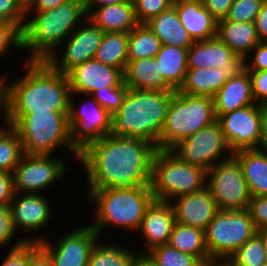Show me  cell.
I'll return each mask as SVG.
<instances>
[{"label":"cell","instance_id":"obj_1","mask_svg":"<svg viewBox=\"0 0 267 266\" xmlns=\"http://www.w3.org/2000/svg\"><path fill=\"white\" fill-rule=\"evenodd\" d=\"M156 146L144 139L105 136L88 145L78 161L88 189L150 186Z\"/></svg>","mask_w":267,"mask_h":266},{"label":"cell","instance_id":"obj_2","mask_svg":"<svg viewBox=\"0 0 267 266\" xmlns=\"http://www.w3.org/2000/svg\"><path fill=\"white\" fill-rule=\"evenodd\" d=\"M26 74L4 85V113L69 112L71 94L66 74L46 61H27ZM6 82V83H5Z\"/></svg>","mask_w":267,"mask_h":266},{"label":"cell","instance_id":"obj_3","mask_svg":"<svg viewBox=\"0 0 267 266\" xmlns=\"http://www.w3.org/2000/svg\"><path fill=\"white\" fill-rule=\"evenodd\" d=\"M175 91L128 89L122 106L111 114L109 136L147 140L156 148Z\"/></svg>","mask_w":267,"mask_h":266},{"label":"cell","instance_id":"obj_4","mask_svg":"<svg viewBox=\"0 0 267 266\" xmlns=\"http://www.w3.org/2000/svg\"><path fill=\"white\" fill-rule=\"evenodd\" d=\"M29 14L34 16L29 18ZM26 17L22 49L31 52L27 61H46L57 54L56 50L78 27V22L87 20L83 0H70L51 10L26 13Z\"/></svg>","mask_w":267,"mask_h":266},{"label":"cell","instance_id":"obj_5","mask_svg":"<svg viewBox=\"0 0 267 266\" xmlns=\"http://www.w3.org/2000/svg\"><path fill=\"white\" fill-rule=\"evenodd\" d=\"M87 197L97 207L94 223L89 225L99 236L109 225L138 232L155 200L150 186L88 189Z\"/></svg>","mask_w":267,"mask_h":266},{"label":"cell","instance_id":"obj_6","mask_svg":"<svg viewBox=\"0 0 267 266\" xmlns=\"http://www.w3.org/2000/svg\"><path fill=\"white\" fill-rule=\"evenodd\" d=\"M3 119L17 131L23 154L52 155L57 147H65L79 159L70 140L68 112L4 113Z\"/></svg>","mask_w":267,"mask_h":266},{"label":"cell","instance_id":"obj_7","mask_svg":"<svg viewBox=\"0 0 267 266\" xmlns=\"http://www.w3.org/2000/svg\"><path fill=\"white\" fill-rule=\"evenodd\" d=\"M215 121L217 117L213 98L175 91L168 107L157 149L170 150L179 141Z\"/></svg>","mask_w":267,"mask_h":266},{"label":"cell","instance_id":"obj_8","mask_svg":"<svg viewBox=\"0 0 267 266\" xmlns=\"http://www.w3.org/2000/svg\"><path fill=\"white\" fill-rule=\"evenodd\" d=\"M206 175L204 168L184 163L170 150L157 149L152 161L150 188L155 200L169 202L204 189Z\"/></svg>","mask_w":267,"mask_h":266},{"label":"cell","instance_id":"obj_9","mask_svg":"<svg viewBox=\"0 0 267 266\" xmlns=\"http://www.w3.org/2000/svg\"><path fill=\"white\" fill-rule=\"evenodd\" d=\"M256 233L249 209L219 210L205 230L210 260L228 261Z\"/></svg>","mask_w":267,"mask_h":266},{"label":"cell","instance_id":"obj_10","mask_svg":"<svg viewBox=\"0 0 267 266\" xmlns=\"http://www.w3.org/2000/svg\"><path fill=\"white\" fill-rule=\"evenodd\" d=\"M170 151L184 163L202 167L206 171L233 157L218 121L179 141Z\"/></svg>","mask_w":267,"mask_h":266},{"label":"cell","instance_id":"obj_11","mask_svg":"<svg viewBox=\"0 0 267 266\" xmlns=\"http://www.w3.org/2000/svg\"><path fill=\"white\" fill-rule=\"evenodd\" d=\"M206 188L219 210L249 209L251 195L241 165L234 157L207 170Z\"/></svg>","mask_w":267,"mask_h":266},{"label":"cell","instance_id":"obj_12","mask_svg":"<svg viewBox=\"0 0 267 266\" xmlns=\"http://www.w3.org/2000/svg\"><path fill=\"white\" fill-rule=\"evenodd\" d=\"M73 93L69 98V128L72 146L81 153L88 145L107 136L110 131L111 114L92 95L81 107H77Z\"/></svg>","mask_w":267,"mask_h":266},{"label":"cell","instance_id":"obj_13","mask_svg":"<svg viewBox=\"0 0 267 266\" xmlns=\"http://www.w3.org/2000/svg\"><path fill=\"white\" fill-rule=\"evenodd\" d=\"M66 160L52 155L23 154L14 168L13 184L15 193L39 194L41 190L65 177Z\"/></svg>","mask_w":267,"mask_h":266},{"label":"cell","instance_id":"obj_14","mask_svg":"<svg viewBox=\"0 0 267 266\" xmlns=\"http://www.w3.org/2000/svg\"><path fill=\"white\" fill-rule=\"evenodd\" d=\"M232 152L262 148L260 104L236 109L217 117Z\"/></svg>","mask_w":267,"mask_h":266},{"label":"cell","instance_id":"obj_15","mask_svg":"<svg viewBox=\"0 0 267 266\" xmlns=\"http://www.w3.org/2000/svg\"><path fill=\"white\" fill-rule=\"evenodd\" d=\"M99 237L90 225H86L65 233L56 246L42 236L37 237L36 243L48 254L54 266H88L91 250Z\"/></svg>","mask_w":267,"mask_h":266},{"label":"cell","instance_id":"obj_16","mask_svg":"<svg viewBox=\"0 0 267 266\" xmlns=\"http://www.w3.org/2000/svg\"><path fill=\"white\" fill-rule=\"evenodd\" d=\"M86 26L77 27L64 41V50L62 58L52 54L46 62L55 70L62 74H67L75 66L84 63L87 60L94 59L96 51L101 44L104 32L86 20ZM60 60V61H58Z\"/></svg>","mask_w":267,"mask_h":266},{"label":"cell","instance_id":"obj_17","mask_svg":"<svg viewBox=\"0 0 267 266\" xmlns=\"http://www.w3.org/2000/svg\"><path fill=\"white\" fill-rule=\"evenodd\" d=\"M246 61L245 57L236 56L220 68L188 69L179 91L187 95L213 98L229 78L240 76L246 71Z\"/></svg>","mask_w":267,"mask_h":266},{"label":"cell","instance_id":"obj_18","mask_svg":"<svg viewBox=\"0 0 267 266\" xmlns=\"http://www.w3.org/2000/svg\"><path fill=\"white\" fill-rule=\"evenodd\" d=\"M73 94L92 95L96 90L116 87L123 82V72L96 59L75 66L67 74Z\"/></svg>","mask_w":267,"mask_h":266},{"label":"cell","instance_id":"obj_19","mask_svg":"<svg viewBox=\"0 0 267 266\" xmlns=\"http://www.w3.org/2000/svg\"><path fill=\"white\" fill-rule=\"evenodd\" d=\"M169 203L174 210L175 222L203 231L219 211L215 199L206 187L198 192L174 198Z\"/></svg>","mask_w":267,"mask_h":266},{"label":"cell","instance_id":"obj_20","mask_svg":"<svg viewBox=\"0 0 267 266\" xmlns=\"http://www.w3.org/2000/svg\"><path fill=\"white\" fill-rule=\"evenodd\" d=\"M15 193L10 202L13 225L15 230L20 228L26 232L41 231V228L52 219L50 201L41 194Z\"/></svg>","mask_w":267,"mask_h":266},{"label":"cell","instance_id":"obj_21","mask_svg":"<svg viewBox=\"0 0 267 266\" xmlns=\"http://www.w3.org/2000/svg\"><path fill=\"white\" fill-rule=\"evenodd\" d=\"M175 224L174 210L169 202L154 200L147 208L138 232L142 235L148 253L167 244ZM141 231V232H140Z\"/></svg>","mask_w":267,"mask_h":266},{"label":"cell","instance_id":"obj_22","mask_svg":"<svg viewBox=\"0 0 267 266\" xmlns=\"http://www.w3.org/2000/svg\"><path fill=\"white\" fill-rule=\"evenodd\" d=\"M173 6L194 42L216 37L218 21L203 6L202 0H174Z\"/></svg>","mask_w":267,"mask_h":266},{"label":"cell","instance_id":"obj_23","mask_svg":"<svg viewBox=\"0 0 267 266\" xmlns=\"http://www.w3.org/2000/svg\"><path fill=\"white\" fill-rule=\"evenodd\" d=\"M213 100L216 117L256 104L249 72L246 70L240 76L229 78L214 95Z\"/></svg>","mask_w":267,"mask_h":266},{"label":"cell","instance_id":"obj_24","mask_svg":"<svg viewBox=\"0 0 267 266\" xmlns=\"http://www.w3.org/2000/svg\"><path fill=\"white\" fill-rule=\"evenodd\" d=\"M94 8L87 14V20L104 33H129L139 24L135 17L134 3L129 1L102 6L95 10Z\"/></svg>","mask_w":267,"mask_h":266},{"label":"cell","instance_id":"obj_25","mask_svg":"<svg viewBox=\"0 0 267 266\" xmlns=\"http://www.w3.org/2000/svg\"><path fill=\"white\" fill-rule=\"evenodd\" d=\"M233 157L241 165L251 197L267 196V148L239 150Z\"/></svg>","mask_w":267,"mask_h":266},{"label":"cell","instance_id":"obj_26","mask_svg":"<svg viewBox=\"0 0 267 266\" xmlns=\"http://www.w3.org/2000/svg\"><path fill=\"white\" fill-rule=\"evenodd\" d=\"M216 37L237 56L248 58V54L259 43L254 22H236L221 19L217 23Z\"/></svg>","mask_w":267,"mask_h":266},{"label":"cell","instance_id":"obj_27","mask_svg":"<svg viewBox=\"0 0 267 266\" xmlns=\"http://www.w3.org/2000/svg\"><path fill=\"white\" fill-rule=\"evenodd\" d=\"M123 82L128 89L174 91L160 74L155 58L127 61Z\"/></svg>","mask_w":267,"mask_h":266},{"label":"cell","instance_id":"obj_28","mask_svg":"<svg viewBox=\"0 0 267 266\" xmlns=\"http://www.w3.org/2000/svg\"><path fill=\"white\" fill-rule=\"evenodd\" d=\"M237 55L217 37L194 42L188 48L187 68H220Z\"/></svg>","mask_w":267,"mask_h":266},{"label":"cell","instance_id":"obj_29","mask_svg":"<svg viewBox=\"0 0 267 266\" xmlns=\"http://www.w3.org/2000/svg\"><path fill=\"white\" fill-rule=\"evenodd\" d=\"M146 25L158 37L162 45L188 49L194 44L193 39L180 22L176 8L173 5L168 10L153 17Z\"/></svg>","mask_w":267,"mask_h":266},{"label":"cell","instance_id":"obj_30","mask_svg":"<svg viewBox=\"0 0 267 266\" xmlns=\"http://www.w3.org/2000/svg\"><path fill=\"white\" fill-rule=\"evenodd\" d=\"M188 49L162 45L155 56L160 74L166 83L178 91L183 86L187 73Z\"/></svg>","mask_w":267,"mask_h":266},{"label":"cell","instance_id":"obj_31","mask_svg":"<svg viewBox=\"0 0 267 266\" xmlns=\"http://www.w3.org/2000/svg\"><path fill=\"white\" fill-rule=\"evenodd\" d=\"M177 250L198 257L206 266L211 262L205 243V231L175 222L168 242Z\"/></svg>","mask_w":267,"mask_h":266},{"label":"cell","instance_id":"obj_32","mask_svg":"<svg viewBox=\"0 0 267 266\" xmlns=\"http://www.w3.org/2000/svg\"><path fill=\"white\" fill-rule=\"evenodd\" d=\"M128 33H104L94 59L124 71L128 61Z\"/></svg>","mask_w":267,"mask_h":266},{"label":"cell","instance_id":"obj_33","mask_svg":"<svg viewBox=\"0 0 267 266\" xmlns=\"http://www.w3.org/2000/svg\"><path fill=\"white\" fill-rule=\"evenodd\" d=\"M162 43L146 24H138L128 33V61L155 58Z\"/></svg>","mask_w":267,"mask_h":266},{"label":"cell","instance_id":"obj_34","mask_svg":"<svg viewBox=\"0 0 267 266\" xmlns=\"http://www.w3.org/2000/svg\"><path fill=\"white\" fill-rule=\"evenodd\" d=\"M118 244L96 242L89 256L88 266H132L137 252Z\"/></svg>","mask_w":267,"mask_h":266},{"label":"cell","instance_id":"obj_35","mask_svg":"<svg viewBox=\"0 0 267 266\" xmlns=\"http://www.w3.org/2000/svg\"><path fill=\"white\" fill-rule=\"evenodd\" d=\"M23 155L17 131L9 124L0 127V172L13 173Z\"/></svg>","mask_w":267,"mask_h":266},{"label":"cell","instance_id":"obj_36","mask_svg":"<svg viewBox=\"0 0 267 266\" xmlns=\"http://www.w3.org/2000/svg\"><path fill=\"white\" fill-rule=\"evenodd\" d=\"M233 266H263L267 263V253L263 239L256 233L246 241L228 260Z\"/></svg>","mask_w":267,"mask_h":266},{"label":"cell","instance_id":"obj_37","mask_svg":"<svg viewBox=\"0 0 267 266\" xmlns=\"http://www.w3.org/2000/svg\"><path fill=\"white\" fill-rule=\"evenodd\" d=\"M148 254L158 266H206L198 257L183 253L168 243L152 249Z\"/></svg>","mask_w":267,"mask_h":266},{"label":"cell","instance_id":"obj_38","mask_svg":"<svg viewBox=\"0 0 267 266\" xmlns=\"http://www.w3.org/2000/svg\"><path fill=\"white\" fill-rule=\"evenodd\" d=\"M128 87L122 82L116 87H107L105 90H96L92 96L110 114H115L122 106Z\"/></svg>","mask_w":267,"mask_h":266},{"label":"cell","instance_id":"obj_39","mask_svg":"<svg viewBox=\"0 0 267 266\" xmlns=\"http://www.w3.org/2000/svg\"><path fill=\"white\" fill-rule=\"evenodd\" d=\"M264 0H234L224 20L255 22Z\"/></svg>","mask_w":267,"mask_h":266},{"label":"cell","instance_id":"obj_40","mask_svg":"<svg viewBox=\"0 0 267 266\" xmlns=\"http://www.w3.org/2000/svg\"><path fill=\"white\" fill-rule=\"evenodd\" d=\"M174 0H136L134 2L135 17L139 24H146L153 17L168 10Z\"/></svg>","mask_w":267,"mask_h":266},{"label":"cell","instance_id":"obj_41","mask_svg":"<svg viewBox=\"0 0 267 266\" xmlns=\"http://www.w3.org/2000/svg\"><path fill=\"white\" fill-rule=\"evenodd\" d=\"M26 10L17 0H0V22L16 24L23 30Z\"/></svg>","mask_w":267,"mask_h":266},{"label":"cell","instance_id":"obj_42","mask_svg":"<svg viewBox=\"0 0 267 266\" xmlns=\"http://www.w3.org/2000/svg\"><path fill=\"white\" fill-rule=\"evenodd\" d=\"M22 49V30L12 23L0 22V56L10 48Z\"/></svg>","mask_w":267,"mask_h":266},{"label":"cell","instance_id":"obj_43","mask_svg":"<svg viewBox=\"0 0 267 266\" xmlns=\"http://www.w3.org/2000/svg\"><path fill=\"white\" fill-rule=\"evenodd\" d=\"M27 243H36V239L24 237L9 250L0 266H27Z\"/></svg>","mask_w":267,"mask_h":266},{"label":"cell","instance_id":"obj_44","mask_svg":"<svg viewBox=\"0 0 267 266\" xmlns=\"http://www.w3.org/2000/svg\"><path fill=\"white\" fill-rule=\"evenodd\" d=\"M10 205H0V248H6L15 235Z\"/></svg>","mask_w":267,"mask_h":266},{"label":"cell","instance_id":"obj_45","mask_svg":"<svg viewBox=\"0 0 267 266\" xmlns=\"http://www.w3.org/2000/svg\"><path fill=\"white\" fill-rule=\"evenodd\" d=\"M249 212L255 228H267V196L251 197Z\"/></svg>","mask_w":267,"mask_h":266},{"label":"cell","instance_id":"obj_46","mask_svg":"<svg viewBox=\"0 0 267 266\" xmlns=\"http://www.w3.org/2000/svg\"><path fill=\"white\" fill-rule=\"evenodd\" d=\"M248 72L251 78L254 101L258 104L267 102V70Z\"/></svg>","mask_w":267,"mask_h":266},{"label":"cell","instance_id":"obj_47","mask_svg":"<svg viewBox=\"0 0 267 266\" xmlns=\"http://www.w3.org/2000/svg\"><path fill=\"white\" fill-rule=\"evenodd\" d=\"M27 266H54L48 254L38 243H27Z\"/></svg>","mask_w":267,"mask_h":266},{"label":"cell","instance_id":"obj_48","mask_svg":"<svg viewBox=\"0 0 267 266\" xmlns=\"http://www.w3.org/2000/svg\"><path fill=\"white\" fill-rule=\"evenodd\" d=\"M253 59H250L251 63L246 61L247 71H260L267 70V42H259L252 51Z\"/></svg>","mask_w":267,"mask_h":266},{"label":"cell","instance_id":"obj_49","mask_svg":"<svg viewBox=\"0 0 267 266\" xmlns=\"http://www.w3.org/2000/svg\"><path fill=\"white\" fill-rule=\"evenodd\" d=\"M234 0H202L203 6L217 20L225 19Z\"/></svg>","mask_w":267,"mask_h":266},{"label":"cell","instance_id":"obj_50","mask_svg":"<svg viewBox=\"0 0 267 266\" xmlns=\"http://www.w3.org/2000/svg\"><path fill=\"white\" fill-rule=\"evenodd\" d=\"M14 195L13 175L0 172V205H10Z\"/></svg>","mask_w":267,"mask_h":266},{"label":"cell","instance_id":"obj_51","mask_svg":"<svg viewBox=\"0 0 267 266\" xmlns=\"http://www.w3.org/2000/svg\"><path fill=\"white\" fill-rule=\"evenodd\" d=\"M254 23L259 42H267V0H264L261 4Z\"/></svg>","mask_w":267,"mask_h":266},{"label":"cell","instance_id":"obj_52","mask_svg":"<svg viewBox=\"0 0 267 266\" xmlns=\"http://www.w3.org/2000/svg\"><path fill=\"white\" fill-rule=\"evenodd\" d=\"M68 1L70 0H34L26 13L51 10Z\"/></svg>","mask_w":267,"mask_h":266},{"label":"cell","instance_id":"obj_53","mask_svg":"<svg viewBox=\"0 0 267 266\" xmlns=\"http://www.w3.org/2000/svg\"><path fill=\"white\" fill-rule=\"evenodd\" d=\"M128 0H83L84 4V9L86 11V14L91 12L93 9V6L102 7V6H107V5H114V4H119V3H124Z\"/></svg>","mask_w":267,"mask_h":266},{"label":"cell","instance_id":"obj_54","mask_svg":"<svg viewBox=\"0 0 267 266\" xmlns=\"http://www.w3.org/2000/svg\"><path fill=\"white\" fill-rule=\"evenodd\" d=\"M262 148H267V102L260 104Z\"/></svg>","mask_w":267,"mask_h":266},{"label":"cell","instance_id":"obj_55","mask_svg":"<svg viewBox=\"0 0 267 266\" xmlns=\"http://www.w3.org/2000/svg\"><path fill=\"white\" fill-rule=\"evenodd\" d=\"M132 266H158L148 253H136Z\"/></svg>","mask_w":267,"mask_h":266},{"label":"cell","instance_id":"obj_56","mask_svg":"<svg viewBox=\"0 0 267 266\" xmlns=\"http://www.w3.org/2000/svg\"><path fill=\"white\" fill-rule=\"evenodd\" d=\"M0 107H1L0 112H2L4 115V109H5L4 108L5 107V105H4V85H3L2 77L0 78Z\"/></svg>","mask_w":267,"mask_h":266},{"label":"cell","instance_id":"obj_57","mask_svg":"<svg viewBox=\"0 0 267 266\" xmlns=\"http://www.w3.org/2000/svg\"><path fill=\"white\" fill-rule=\"evenodd\" d=\"M257 233L261 236L263 239L264 247L267 253V228L260 229L257 231Z\"/></svg>","mask_w":267,"mask_h":266},{"label":"cell","instance_id":"obj_58","mask_svg":"<svg viewBox=\"0 0 267 266\" xmlns=\"http://www.w3.org/2000/svg\"><path fill=\"white\" fill-rule=\"evenodd\" d=\"M207 266H233L229 261H211Z\"/></svg>","mask_w":267,"mask_h":266},{"label":"cell","instance_id":"obj_59","mask_svg":"<svg viewBox=\"0 0 267 266\" xmlns=\"http://www.w3.org/2000/svg\"><path fill=\"white\" fill-rule=\"evenodd\" d=\"M20 5L27 10L34 0H17Z\"/></svg>","mask_w":267,"mask_h":266},{"label":"cell","instance_id":"obj_60","mask_svg":"<svg viewBox=\"0 0 267 266\" xmlns=\"http://www.w3.org/2000/svg\"><path fill=\"white\" fill-rule=\"evenodd\" d=\"M129 2H131V3H134L136 0H128Z\"/></svg>","mask_w":267,"mask_h":266}]
</instances>
